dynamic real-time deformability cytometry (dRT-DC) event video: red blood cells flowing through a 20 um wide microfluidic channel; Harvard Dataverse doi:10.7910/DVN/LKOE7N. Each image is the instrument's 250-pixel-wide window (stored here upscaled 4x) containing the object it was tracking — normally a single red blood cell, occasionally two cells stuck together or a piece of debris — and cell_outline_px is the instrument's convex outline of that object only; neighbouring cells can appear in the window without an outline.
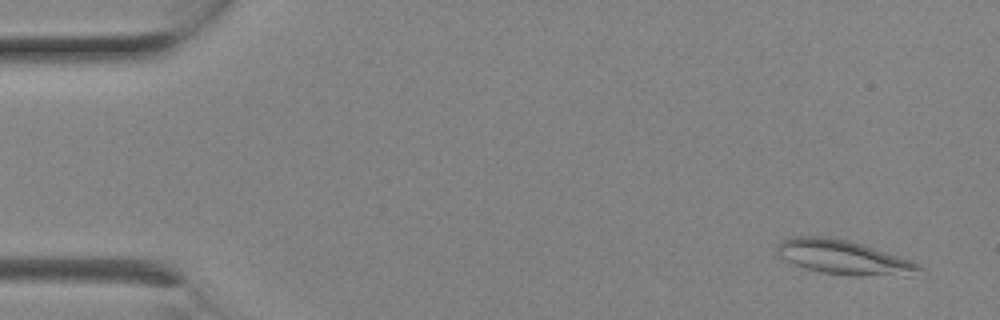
{"species": "Egyptian fruit bat (a non-hibernating species)", "species_latin": "Rousettus aegyptiacus", "temperature_condition": "room temperature", "stored_images_in_passage": 8, "camera_frame_rate_fps": 3000, "um_per_image_px": 0.085, "animal": {"sex": "female"}, "frame": {"image": 1, "passage_image": 2, "time_ms": 0.333, "image_size_px": [1000, 320], "cell_outline_px": [[924, 268], [908, 276], [852, 276], [820, 272], [784, 260], [776, 252], [776, 244], [780, 240], [792, 236], [828, 236], [848, 240], [912, 260], [920, 264]], "centroid_in_image_um": [71.7, 21.87], "position_along_channel_um": 13.3, "area_um2": 28.61}}
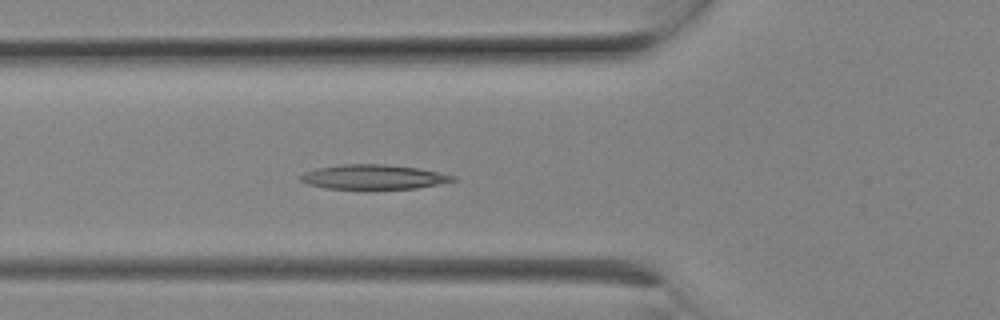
{"frame": {"image": 2, "passage_image": 8, "time_ms": 2.333, "image_size_px": [1000, 320], "cell_outline_px": [[456, 180], [416, 188], [328, 188], [308, 184], [300, 180], [300, 176], [304, 172], [316, 168], [340, 164], [384, 164], [420, 168], [456, 176]], "centroid_in_image_um": [31.73, 15.02], "position_along_channel_um": 94.1, "area_um2": 21.5}}